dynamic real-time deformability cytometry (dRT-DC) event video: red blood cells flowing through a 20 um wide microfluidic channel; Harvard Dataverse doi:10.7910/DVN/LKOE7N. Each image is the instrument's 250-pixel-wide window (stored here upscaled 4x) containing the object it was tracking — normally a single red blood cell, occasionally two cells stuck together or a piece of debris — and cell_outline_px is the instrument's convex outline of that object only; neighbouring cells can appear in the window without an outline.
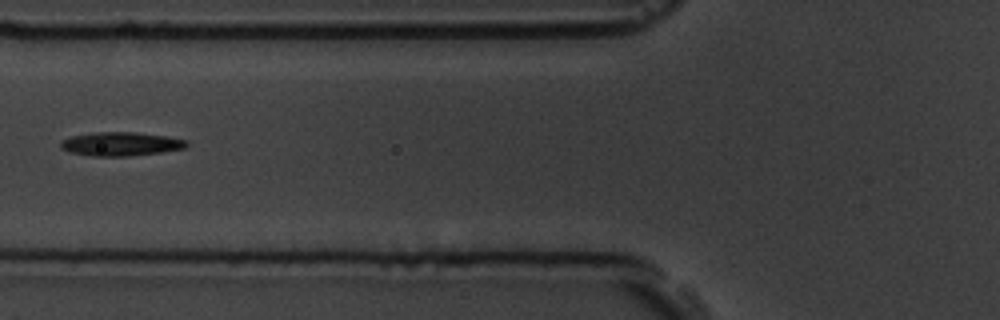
{"species": "common noctule bat (a hibernating species)", "species_latin": "Nyctalus noctula", "temperature_condition": "room temperature", "stored_images_in_passage": 3, "camera_frame_rate_fps": 3000, "um_per_image_px": 0.085, "animal": {"sex": "male", "body_mass_g": 19.5, "forearm_length_mm": 54.6}, "frame": {"image": 1, "passage_image": 3, "time_ms": 3.0, "image_size_px": [1000, 320], "cell_outline_px": [[188, 144], [184, 148], [160, 152], [128, 156], [92, 156], [68, 152], [60, 148], [60, 140], [72, 136], [92, 132], [136, 132], [164, 136], [188, 140]], "centroid_in_image_um": [10.21, 12.23], "position_along_channel_um": 115.6, "area_um2": 17.46}}